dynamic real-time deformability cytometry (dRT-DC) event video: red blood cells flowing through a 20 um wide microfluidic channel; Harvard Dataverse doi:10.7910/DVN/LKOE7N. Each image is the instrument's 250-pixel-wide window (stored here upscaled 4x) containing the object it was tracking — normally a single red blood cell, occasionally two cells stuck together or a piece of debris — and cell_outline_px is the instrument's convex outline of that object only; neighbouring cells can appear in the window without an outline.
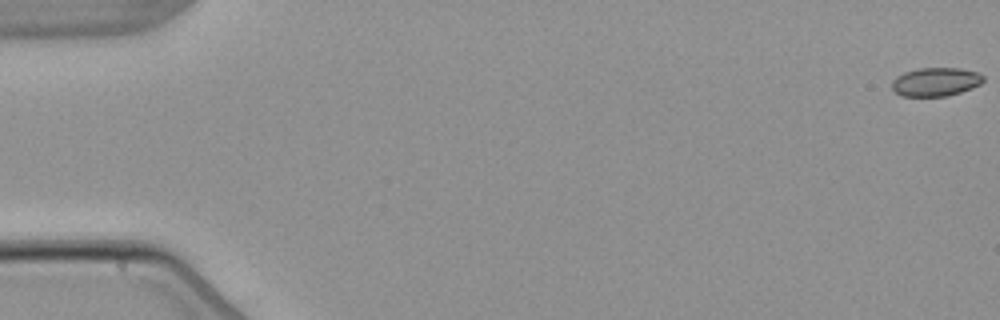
{"species": "common noctule bat (a hibernating species)", "species_latin": "Nyctalus noctula", "temperature_condition": "warm", "stored_images_in_passage": 6, "camera_frame_rate_fps": 3000, "um_per_image_px": 0.085, "animal": {"sex": "male", "body_mass_g": 21.5, "forearm_length_mm": 52.0}, "frame": {"image": 1, "passage_image": 1, "time_ms": 0.0, "image_size_px": [1000, 320], "cell_outline_px": [[984, 80], [980, 84], [972, 88], [948, 96], [900, 96], [892, 88], [892, 80], [896, 76], [904, 72], [920, 68], [960, 68], [980, 72], [984, 76]], "centroid_in_image_um": [79.55, 6.95], "position_along_channel_um": 5.5, "area_um2": 15.37}}
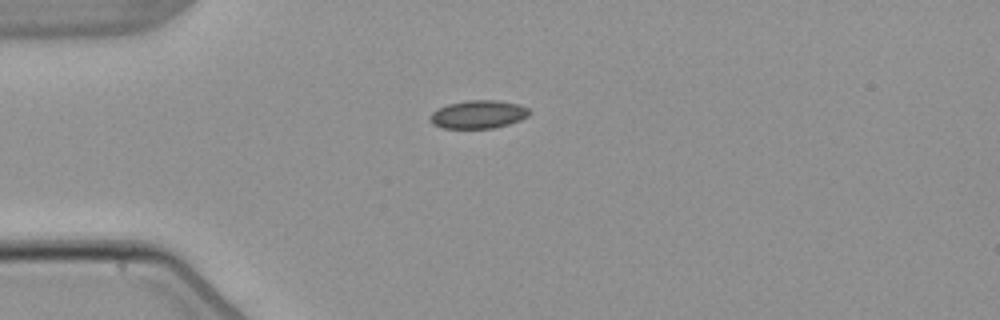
{"frame": {"image": 2, "passage_image": 4, "time_ms": 4.667, "image_size_px": [1000, 320], "cell_outline_px": [[532, 112], [528, 116], [520, 120], [508, 124], [492, 128], [444, 128], [432, 124], [428, 120], [432, 112], [436, 108], [448, 104], [468, 100], [496, 100], [520, 104], [528, 108]], "centroid_in_image_um": [40.65, 9.71], "position_along_channel_um": 44.4, "area_um2": 16.42}}
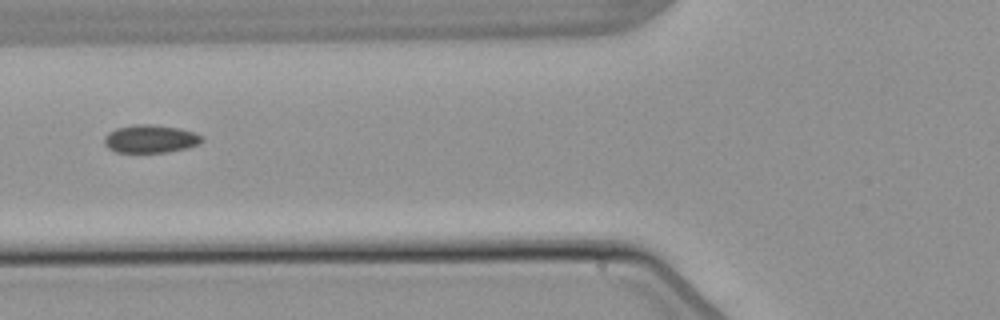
{"frame": {"image": 3, "passage_image": 6, "time_ms": 7.0, "image_size_px": [1000, 320], "cell_outline_px": [[204, 140], [200, 144], [188, 148], [168, 152], [116, 152], [108, 148], [104, 144], [104, 136], [108, 132], [116, 128], [136, 124], [148, 124], [180, 128], [196, 132]], "centroid_in_image_um": [12.8, 11.8], "position_along_channel_um": 113.0, "area_um2": 16.07}}